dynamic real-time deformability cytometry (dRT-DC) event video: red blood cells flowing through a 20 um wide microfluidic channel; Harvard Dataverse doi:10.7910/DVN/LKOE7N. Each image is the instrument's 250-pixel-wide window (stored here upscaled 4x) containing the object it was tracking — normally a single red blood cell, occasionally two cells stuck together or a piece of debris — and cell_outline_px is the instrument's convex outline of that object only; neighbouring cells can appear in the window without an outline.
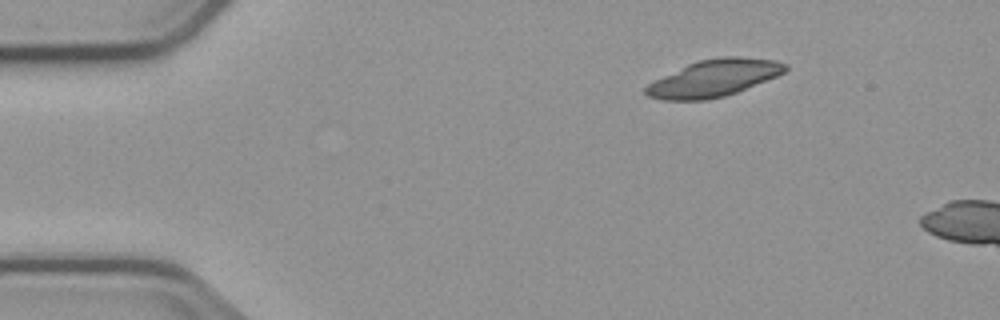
{"species": "common noctule bat (a hibernating species)", "species_latin": "Nyctalus noctula", "temperature_condition": "cold", "stored_images_in_passage": 4, "camera_frame_rate_fps": 3000, "um_per_image_px": 0.085, "animal": {"sex": "male", "body_mass_g": 23.1, "forearm_length_mm": 52.7}, "frame": {"image": 1, "passage_image": 1, "time_ms": 0.0, "image_size_px": [1000, 320], "cell_outline_px": [[788, 68], [784, 72], [776, 76], [736, 92], [724, 96], [704, 100], [664, 100], [648, 96], [644, 92], [644, 88], [648, 84], [688, 64], [700, 60], [720, 56], [740, 56], [776, 60], [788, 64]], "centroid_in_image_um": [60.7, 6.63], "position_along_channel_um": 24.3, "area_um2": 29.65}}